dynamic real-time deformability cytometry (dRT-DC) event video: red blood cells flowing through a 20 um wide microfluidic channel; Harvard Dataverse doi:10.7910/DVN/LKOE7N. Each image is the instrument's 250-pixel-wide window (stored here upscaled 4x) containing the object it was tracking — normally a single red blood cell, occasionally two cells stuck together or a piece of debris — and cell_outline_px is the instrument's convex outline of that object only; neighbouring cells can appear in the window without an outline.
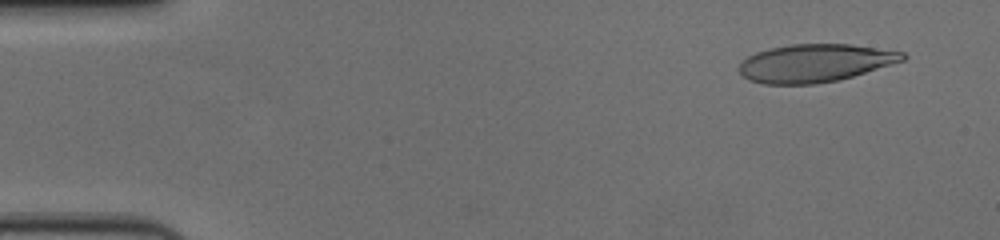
{"species": "human", "species_latin": "Homo sapiens", "temperature_condition": "cold", "stored_images_in_passage": 56, "camera_frame_rate_fps": 3000, "um_per_image_px": 0.085, "donor": {"sex": "female"}, "frame": {"image": 1, "passage_image": 4, "time_ms": 1.0, "image_size_px": [1000, 240], "cell_outline_px": [[908, 56], [904, 60], [852, 76], [836, 80], [816, 84], [764, 84], [748, 80], [736, 68], [748, 56], [756, 52], [772, 48], [792, 44], [852, 44], [904, 52]], "centroid_in_image_um": [69.26, 5.36], "position_along_channel_um": 15.7, "area_um2": 35.95}}
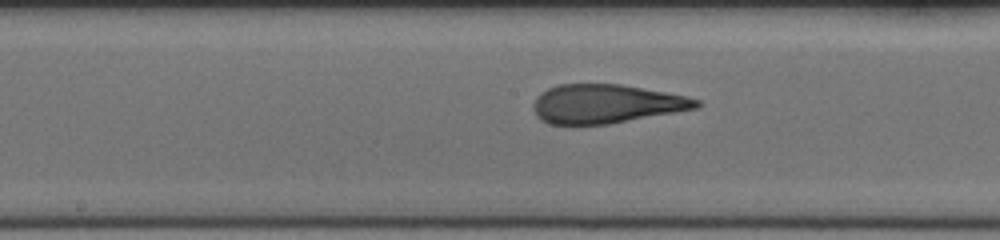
{"frame": {"image": 2, "passage_image": 29, "time_ms": 9.333, "image_size_px": [1000, 240], "cell_outline_px": [[700, 108], [608, 124], [548, 124], [540, 120], [536, 116], [532, 108], [532, 104], [536, 96], [540, 92], [556, 84], [620, 84], [688, 96], [700, 100]], "centroid_in_image_um": [51.49, 8.82], "position_along_channel_um": 196.7, "area_um2": 37.22}}
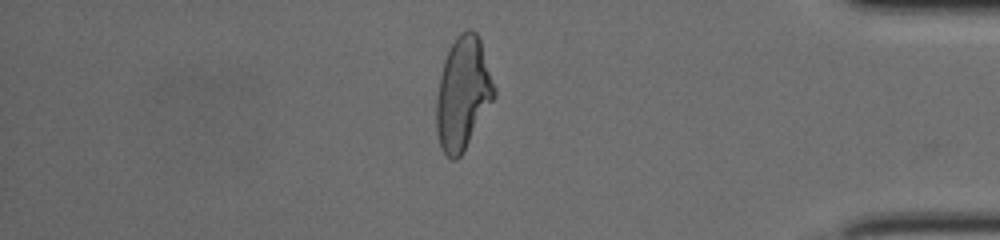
{"frame": {"image": 3, "passage_image": 48, "time_ms": 15.667, "image_size_px": [1000, 240], "cell_outline_px": [[496, 96], [460, 156], [456, 160], [452, 160], [444, 152], [440, 144], [436, 132], [436, 100], [440, 72], [444, 60], [456, 36], [460, 32], [468, 28], [472, 28], [476, 32], [480, 40], [496, 88]], "centroid_in_image_um": [39.34, 7.91], "position_along_channel_um": 395.9, "area_um2": 37.86}, "authors_computed_cell_mechanics": {"area_um2": 37.8879, "velocity_mm_per_s": 3.6386, "shape_relaxation_time_tau1_ms": 4.7385, "shape_relaxation_time_tau2_ms": 1.2355, "deformation_change_tau1": 0.2204, "deformation_change_tau2": 0.1052}}